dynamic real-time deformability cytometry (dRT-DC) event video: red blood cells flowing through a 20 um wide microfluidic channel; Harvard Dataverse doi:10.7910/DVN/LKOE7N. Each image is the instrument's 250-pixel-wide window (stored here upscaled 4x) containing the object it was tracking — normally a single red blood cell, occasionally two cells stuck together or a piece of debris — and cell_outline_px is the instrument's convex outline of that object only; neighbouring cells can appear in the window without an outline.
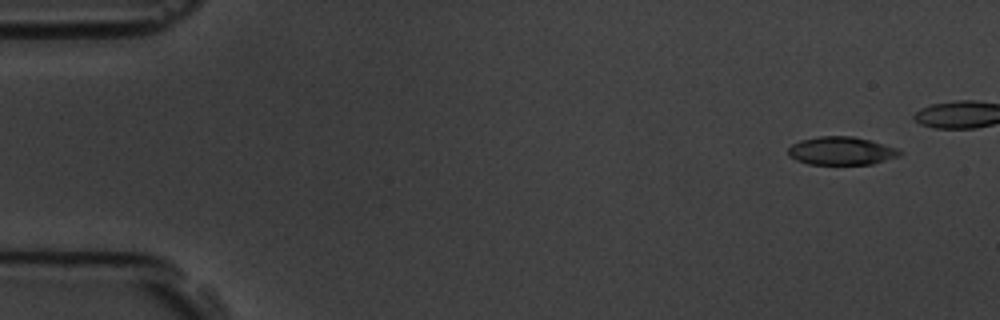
{"species": "common noctule bat (a hibernating species)", "species_latin": "Nyctalus noctula", "temperature_condition": "room temperature", "stored_images_in_passage": 8, "camera_frame_rate_fps": 3000, "um_per_image_px": 0.085, "animal": {"sex": "male", "body_mass_g": 19.5, "forearm_length_mm": 54.6}, "frame": {"image": 1, "passage_image": 1, "time_ms": 0.0, "image_size_px": [1000, 320], "cell_outline_px": [[904, 152], [900, 156], [872, 164], [808, 164], [796, 160], [788, 156], [788, 148], [792, 144], [800, 140], [820, 136], [852, 136], [900, 148]], "centroid_in_image_um": [71.53, 12.82], "position_along_channel_um": 13.5, "area_um2": 18.44}}
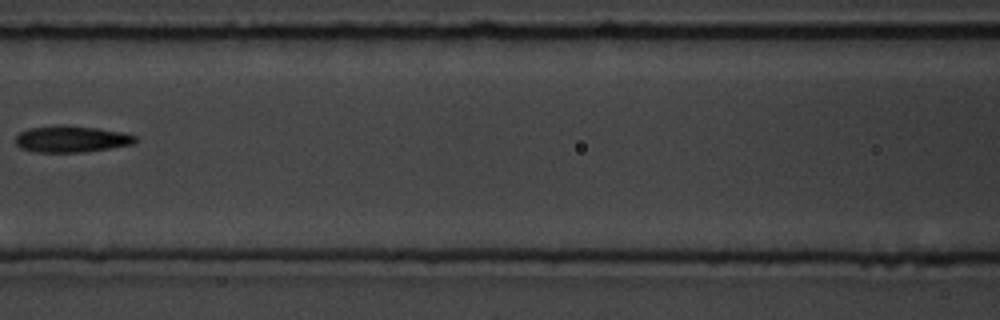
{"frame": {"image": 2, "passage_image": 7, "time_ms": 8.667, "image_size_px": [1000, 320], "cell_outline_px": [[136, 140], [132, 144], [108, 148], [80, 152], [36, 152], [20, 148], [16, 144], [16, 136], [20, 132], [28, 128], [56, 124], [64, 124], [96, 128], [124, 132], [136, 136]], "centroid_in_image_um": [6.02, 11.8], "position_along_channel_um": 160.6, "area_um2": 18.55}}
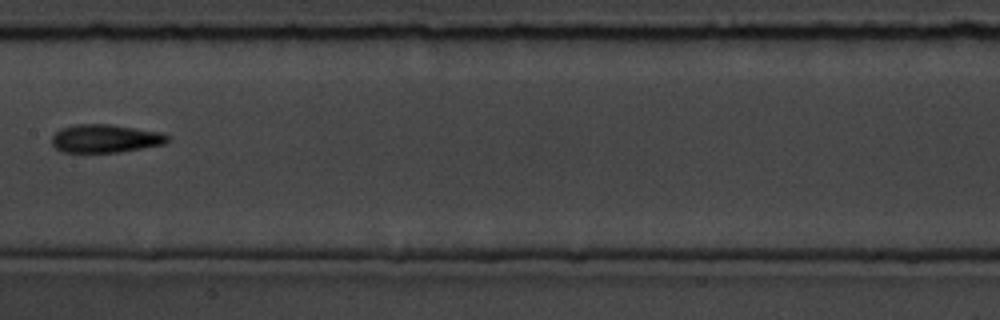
{"frame": {"image": 3, "passage_image": 8, "time_ms": 9.667, "image_size_px": [1000, 320], "cell_outline_px": [[172, 140], [164, 144], [120, 152], [60, 152], [52, 144], [52, 136], [60, 128], [76, 124], [108, 124], [160, 132], [172, 136]], "centroid_in_image_um": [8.97, 11.77], "position_along_channel_um": 198.4, "area_um2": 19.13}}